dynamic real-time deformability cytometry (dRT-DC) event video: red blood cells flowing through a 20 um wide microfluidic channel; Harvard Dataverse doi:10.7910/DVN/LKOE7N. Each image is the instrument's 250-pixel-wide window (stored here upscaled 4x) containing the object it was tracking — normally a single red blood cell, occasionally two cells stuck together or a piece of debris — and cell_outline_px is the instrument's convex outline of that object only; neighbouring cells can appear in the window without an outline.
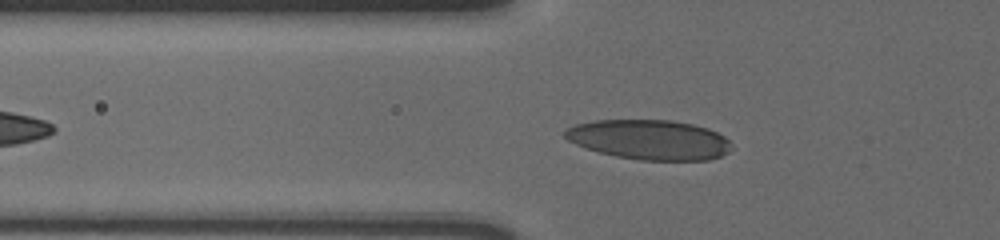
{"species": "human", "species_latin": "Homo sapiens", "temperature_condition": "cold", "stored_images_in_passage": 41, "camera_frame_rate_fps": 3000, "um_per_image_px": 0.085, "donor": {"sex": "male"}, "frame": {"image": 1, "passage_image": 9, "time_ms": 2.667, "image_size_px": [1000, 240], "cell_outline_px": [[732, 148], [728, 152], [720, 156], [708, 160], [640, 160], [616, 156], [600, 152], [576, 144], [568, 140], [564, 136], [564, 132], [568, 128], [576, 124], [596, 120], [672, 120], [692, 124], [708, 128], [724, 136], [732, 144]], "centroid_in_image_um": [55.23, 11.87], "position_along_channel_um": 70.6, "area_um2": 38.49}}
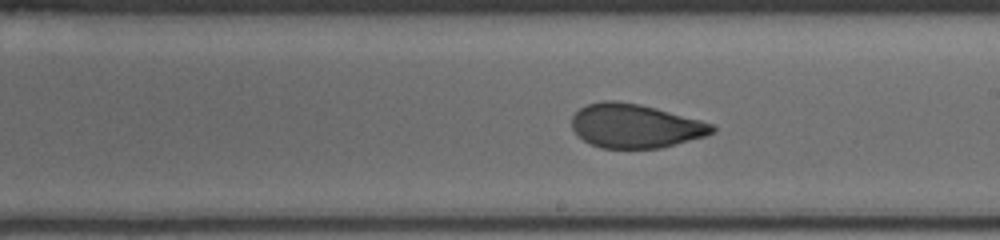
{"frame": {"image": 2, "passage_image": 23, "time_ms": 7.333, "image_size_px": [1000, 240], "cell_outline_px": [[716, 132], [704, 136], [660, 148], [600, 148], [584, 140], [572, 128], [572, 116], [580, 108], [588, 104], [604, 100], [616, 100], [640, 104], [656, 108], [700, 120], [712, 124], [716, 128]], "centroid_in_image_um": [53.99, 10.7], "position_along_channel_um": 235.0, "area_um2": 35.72}}
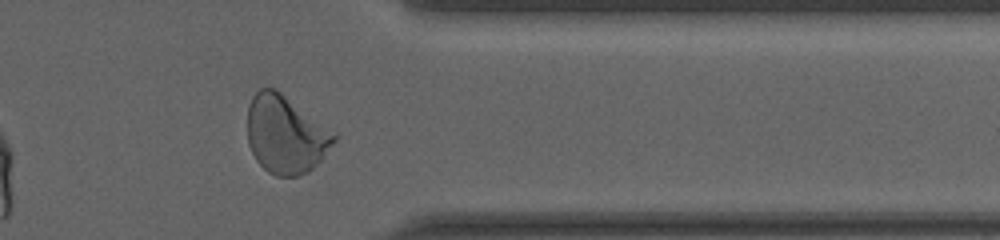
{"frame": {"image": 3, "passage_image": 36, "time_ms": 11.667, "image_size_px": [1000, 240], "cell_outline_px": [[340, 136], [320, 160], [308, 172], [300, 176], [276, 176], [268, 172], [256, 160], [248, 144], [248, 104], [252, 96], [260, 88], [272, 88], [280, 92], [336, 132]], "centroid_in_image_um": [24.29, 11.44], "position_along_channel_um": 387.1, "area_um2": 39.36}, "authors_computed_cell_mechanics": {"area_um2": 36.2984, "velocity_mm_per_s": 3.5983, "shape_relaxation_time_tau1_ms": 6.6557, "shape_relaxation_time_tau2_ms": 0.9481, "deformation_change_tau1": 0.177, "deformation_change_tau2": 0.0608}}